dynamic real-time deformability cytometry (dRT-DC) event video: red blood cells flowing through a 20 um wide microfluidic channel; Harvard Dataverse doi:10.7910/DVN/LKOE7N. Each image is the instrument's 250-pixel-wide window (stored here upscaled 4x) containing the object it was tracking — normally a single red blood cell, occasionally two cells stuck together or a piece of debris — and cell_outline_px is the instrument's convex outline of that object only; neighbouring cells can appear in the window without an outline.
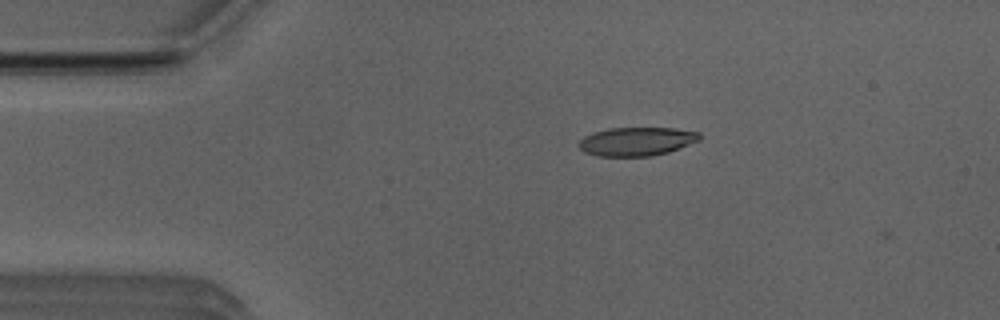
{"species": "Egyptian fruit bat (a non-hibernating species)", "species_latin": "Rousettus aegyptiacus", "temperature_condition": "room temperature", "stored_images_in_passage": 2, "camera_frame_rate_fps": 3000, "um_per_image_px": 0.085, "animal": {"sex": "male"}, "frame": {"image": 1, "passage_image": 1, "time_ms": 0.0, "image_size_px": [1000, 320], "cell_outline_px": [[700, 140], [680, 148], [668, 152], [652, 156], [596, 156], [584, 152], [576, 144], [584, 136], [592, 132], [608, 128], [672, 128], [700, 132]], "centroid_in_image_um": [54.08, 12.02], "position_along_channel_um": 30.9, "area_um2": 20.29}}